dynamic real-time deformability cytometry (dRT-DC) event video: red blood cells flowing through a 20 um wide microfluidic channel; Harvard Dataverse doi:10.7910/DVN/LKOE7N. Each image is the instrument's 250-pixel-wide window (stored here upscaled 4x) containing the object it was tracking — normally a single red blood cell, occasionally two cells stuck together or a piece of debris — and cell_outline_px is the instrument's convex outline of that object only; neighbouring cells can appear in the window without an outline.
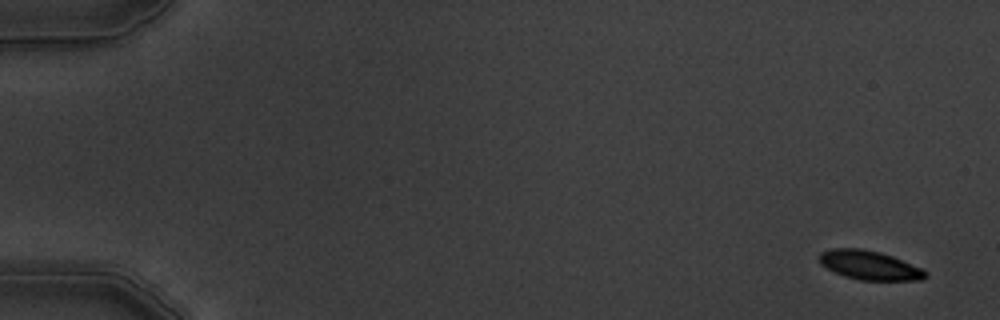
{"species": "common noctule bat (a hibernating species)", "species_latin": "Nyctalus noctula", "temperature_condition": "warm", "stored_images_in_passage": 6, "camera_frame_rate_fps": 3000, "um_per_image_px": 0.085, "animal": {"sex": "male", "body_mass_g": 19.5, "forearm_length_mm": 54.6}, "frame": {"image": 1, "passage_image": 1, "time_ms": 0.0, "image_size_px": [1000, 320], "cell_outline_px": [[928, 276], [920, 280], [860, 280], [844, 276], [820, 264], [820, 252], [832, 248], [860, 248], [880, 252], [892, 256], [920, 268]], "centroid_in_image_um": [73.87, 22.54], "position_along_channel_um": 11.1, "area_um2": 17.69}}